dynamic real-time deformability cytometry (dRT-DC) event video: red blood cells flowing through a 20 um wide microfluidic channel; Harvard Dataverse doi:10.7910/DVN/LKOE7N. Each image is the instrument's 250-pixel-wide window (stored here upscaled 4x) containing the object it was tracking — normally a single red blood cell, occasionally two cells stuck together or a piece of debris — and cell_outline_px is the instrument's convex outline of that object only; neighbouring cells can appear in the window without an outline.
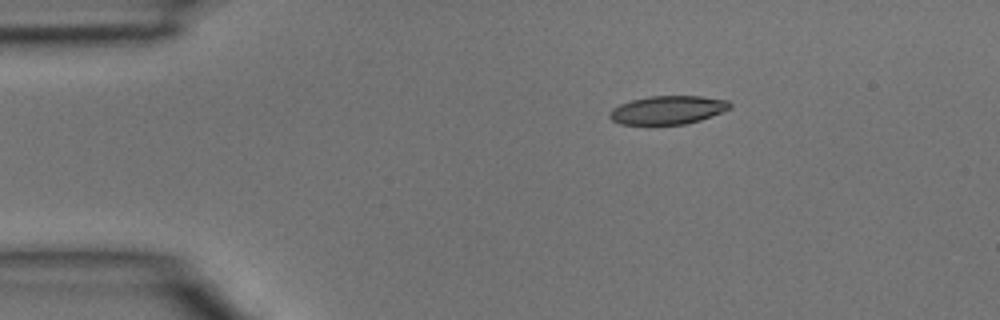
{"species": "common noctule bat (a hibernating species)", "species_latin": "Nyctalus noctula", "temperature_condition": "room temperature", "stored_images_in_passage": 5, "camera_frame_rate_fps": 3000, "um_per_image_px": 0.085, "animal": {"sex": "male", "body_mass_g": 15.6}, "frame": {"image": 1, "passage_image": 5, "time_ms": 1.333, "image_size_px": [1000, 320], "cell_outline_px": [[732, 108], [712, 116], [700, 120], [684, 124], [620, 124], [612, 120], [608, 116], [608, 112], [612, 108], [620, 104], [632, 100], [648, 96], [700, 96], [728, 100], [732, 104]], "centroid_in_image_um": [56.76, 9.34], "position_along_channel_um": 28.2, "area_um2": 20.0}}